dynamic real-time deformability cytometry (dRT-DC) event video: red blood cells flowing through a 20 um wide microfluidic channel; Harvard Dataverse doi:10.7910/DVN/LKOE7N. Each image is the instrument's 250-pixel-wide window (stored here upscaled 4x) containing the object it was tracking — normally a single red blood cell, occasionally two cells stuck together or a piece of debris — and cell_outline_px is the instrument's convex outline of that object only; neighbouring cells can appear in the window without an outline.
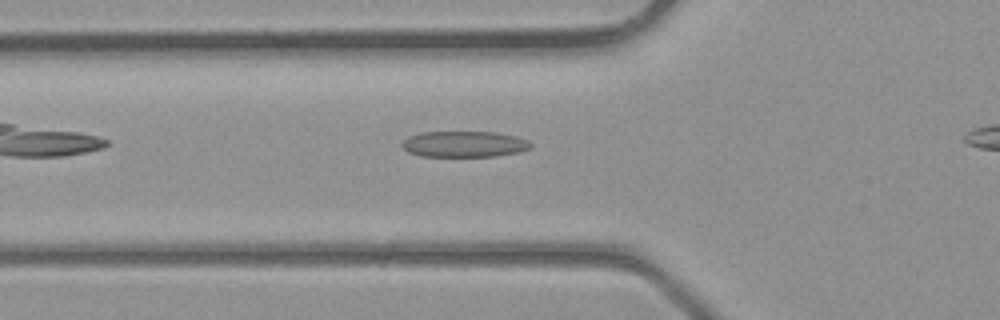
{"species": "common noctule bat (a hibernating species)", "species_latin": "Nyctalus noctula", "temperature_condition": "room temperature", "stored_images_in_passage": 28, "camera_frame_rate_fps": 3000, "um_per_image_px": 0.085, "animal": {"sex": "male", "body_mass_g": 23.1, "forearm_length_mm": 52.7}, "frame": {"image": 1, "passage_image": 8, "time_ms": 2.333, "image_size_px": [1000, 320], "cell_outline_px": [[532, 148], [520, 152], [496, 156], [420, 156], [408, 152], [400, 144], [408, 136], [420, 132], [496, 132], [516, 136], [528, 140], [532, 144]], "centroid_in_image_um": [39.47, 12.25], "position_along_channel_um": 86.3, "area_um2": 19.65}}
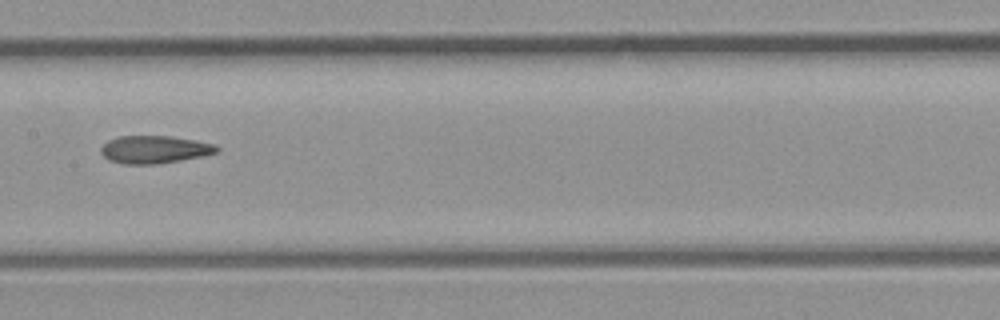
{"frame": {"image": 2, "passage_image": 14, "time_ms": 4.333, "image_size_px": [1000, 320], "cell_outline_px": [[220, 152], [180, 160], [156, 164], [124, 164], [108, 160], [100, 152], [100, 148], [108, 140], [120, 136], [172, 136], [196, 140], [216, 144], [220, 148]], "centroid_in_image_um": [13.15, 12.7], "position_along_channel_um": 194.3, "area_um2": 18.79}}
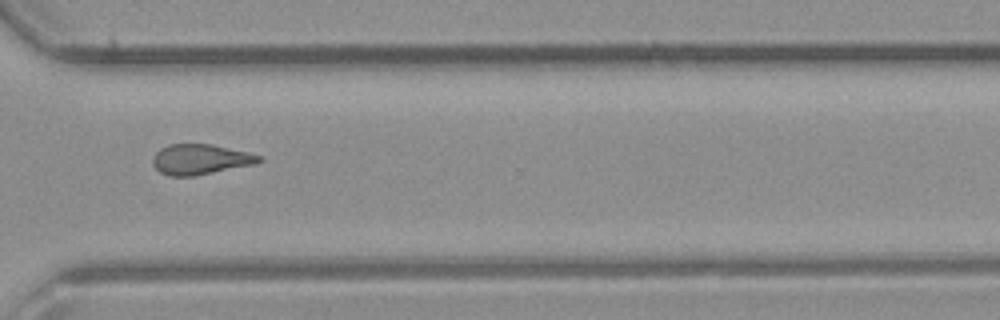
{"frame": {"image": 3, "passage_image": 23, "time_ms": 7.333, "image_size_px": [1000, 320], "cell_outline_px": [[264, 160], [256, 164], [192, 176], [168, 176], [160, 172], [152, 164], [152, 160], [156, 152], [160, 148], [168, 144], [212, 144], [248, 152], [264, 156]], "centroid_in_image_um": [17.05, 13.54], "position_along_channel_um": 353.5, "area_um2": 18.9}}